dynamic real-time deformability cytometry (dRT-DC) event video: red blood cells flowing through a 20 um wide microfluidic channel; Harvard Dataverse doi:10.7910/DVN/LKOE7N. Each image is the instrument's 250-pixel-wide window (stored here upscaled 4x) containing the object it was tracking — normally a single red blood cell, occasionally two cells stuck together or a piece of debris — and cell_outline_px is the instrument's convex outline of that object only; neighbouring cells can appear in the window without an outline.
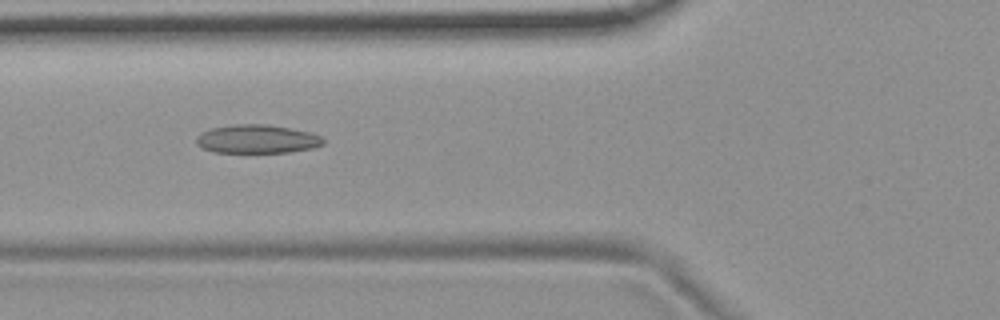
{"species": "common noctule bat (a hibernating species)", "species_latin": "Nyctalus noctula", "temperature_condition": "room temperature", "stored_images_in_passage": 9, "camera_frame_rate_fps": 3000, "um_per_image_px": 0.085, "animal": {"sex": "female", "body_mass_g": 19.9}, "frame": {"image": 1, "passage_image": 6, "time_ms": 1.667, "image_size_px": [1000, 320], "cell_outline_px": [[324, 144], [312, 148], [288, 152], [212, 152], [196, 144], [196, 136], [200, 132], [212, 128], [236, 124], [268, 124], [312, 132], [320, 136], [324, 140]], "centroid_in_image_um": [21.84, 11.81], "position_along_channel_um": 104.0, "area_um2": 21.15}}
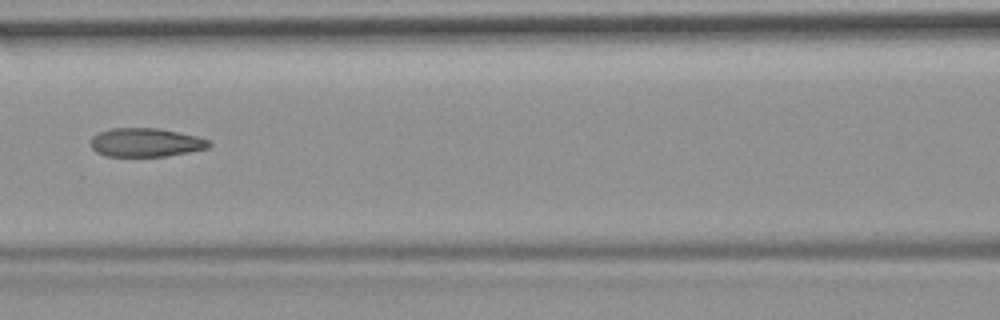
{"frame": {"image": 2, "passage_image": 7, "time_ms": 2.0, "image_size_px": [1000, 320], "cell_outline_px": [[212, 144], [208, 148], [168, 156], [104, 156], [96, 152], [92, 148], [92, 136], [100, 132], [112, 128], [160, 128], [196, 136], [212, 140]], "centroid_in_image_um": [12.42, 12.11], "position_along_channel_um": 154.2, "area_um2": 19.83}}